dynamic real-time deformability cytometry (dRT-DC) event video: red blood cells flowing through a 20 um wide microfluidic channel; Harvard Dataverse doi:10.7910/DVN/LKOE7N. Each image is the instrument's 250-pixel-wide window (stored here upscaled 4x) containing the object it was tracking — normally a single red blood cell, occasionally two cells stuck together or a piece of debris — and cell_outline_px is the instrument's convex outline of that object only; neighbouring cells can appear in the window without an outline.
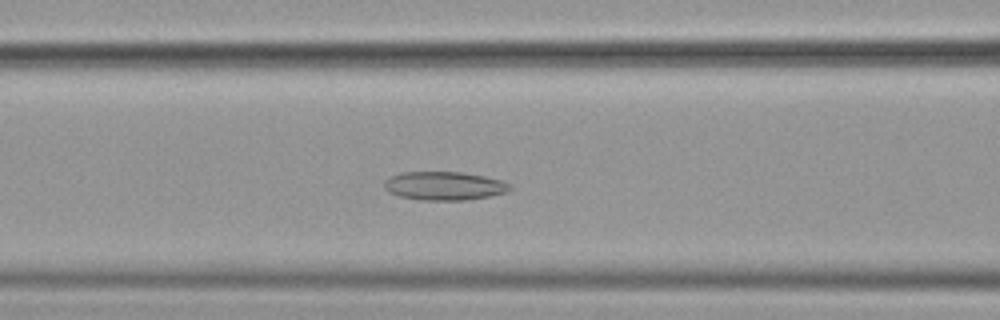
{"species": "common noctule bat (a hibernating species)", "species_latin": "Nyctalus noctula", "temperature_condition": "cold", "stored_images_in_passage": 39, "camera_frame_rate_fps": 3000, "um_per_image_px": 0.085, "animal": {"sex": "female", "body_mass_g": 19.9}, "frame": {"image": 1, "passage_image": 6, "time_ms": 1.667, "image_size_px": [1000, 320], "cell_outline_px": [[512, 188], [508, 192], [488, 196], [464, 200], [420, 200], [400, 196], [388, 192], [384, 188], [384, 180], [392, 176], [404, 172], [460, 172], [484, 176], [504, 180], [512, 184]], "centroid_in_image_um": [37.79, 15.8], "position_along_channel_um": 128.8, "area_um2": 20.98}}
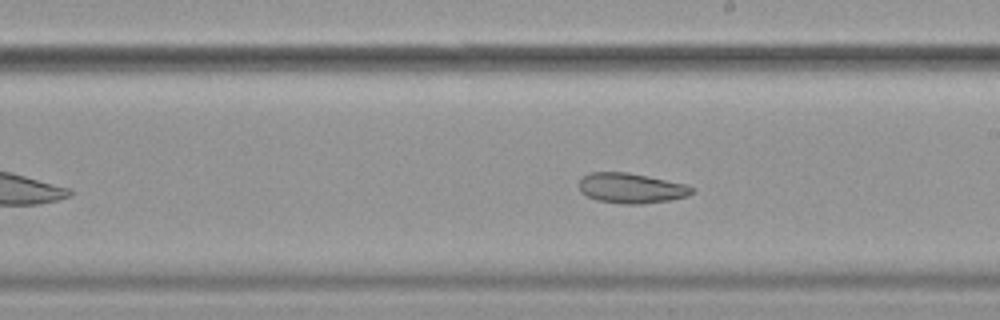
{"frame": {"image": 2, "passage_image": 15, "time_ms": 4.667, "image_size_px": [1000, 320], "cell_outline_px": [[696, 192], [688, 196], [672, 200], [640, 204], [624, 204], [596, 200], [580, 192], [580, 180], [588, 172], [628, 172], [688, 184], [696, 188]], "centroid_in_image_um": [53.72, 15.99], "position_along_channel_um": 235.3, "area_um2": 20.11}}
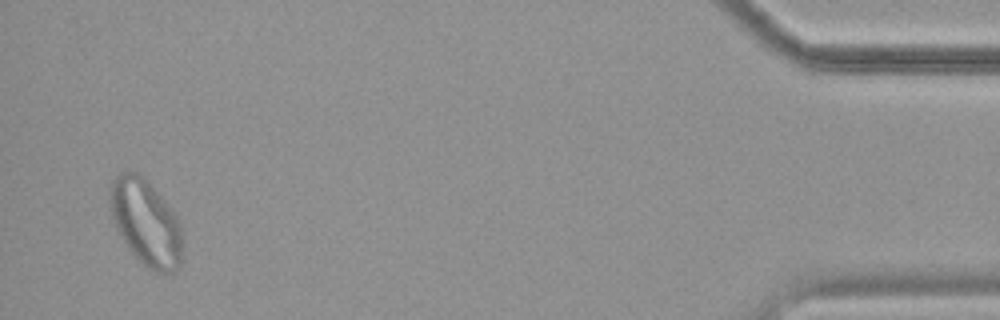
{"frame": {"image": 3, "passage_image": 37, "time_ms": 12.0, "image_size_px": [1000, 320], "cell_outline_px": [[180, 264], [172, 272], [156, 272], [148, 268], [124, 244], [116, 228], [112, 216], [108, 200], [108, 192], [112, 180], [116, 176], [124, 172], [140, 172], [148, 180], [164, 200], [176, 216], [180, 224]], "centroid_in_image_um": [12.34, 18.86], "position_along_channel_um": 422.9, "area_um2": 36.01}, "authors_computed_cell_mechanics": {"area_um2": 21.9062, "velocity_mm_per_s": 3.5648, "shape_relaxation_time_tau1_ms": null, "shape_relaxation_time_tau2_ms": 5.3832, "deformation_change_tau1": null, "deformation_change_tau2": 0.1119}}